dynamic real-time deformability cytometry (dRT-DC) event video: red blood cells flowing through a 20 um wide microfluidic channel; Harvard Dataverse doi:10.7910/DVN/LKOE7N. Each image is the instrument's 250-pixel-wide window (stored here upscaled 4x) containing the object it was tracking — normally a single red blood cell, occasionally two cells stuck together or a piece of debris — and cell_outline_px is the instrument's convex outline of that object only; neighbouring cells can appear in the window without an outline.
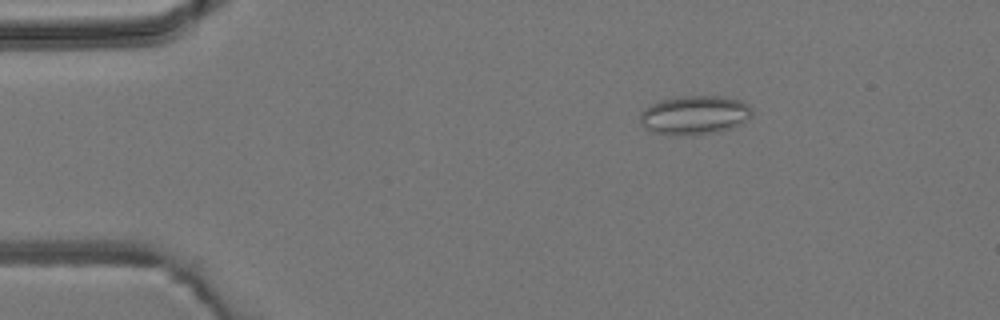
{"species": "common noctule bat (a hibernating species)", "species_latin": "Nyctalus noctula", "temperature_condition": "room temperature", "stored_images_in_passage": 6, "camera_frame_rate_fps": 3000, "um_per_image_px": 0.085, "animal": {"sex": "male", "body_mass_g": 19.2, "forearm_length_mm": 51.8}, "frame": {"image": 1, "passage_image": 3, "time_ms": 2.333, "image_size_px": [1000, 320], "cell_outline_px": [[752, 116], [748, 120], [732, 128], [716, 132], [692, 136], [676, 136], [652, 132], [644, 128], [640, 120], [640, 112], [644, 108], [660, 100], [680, 96], [724, 96], [740, 100], [748, 104], [752, 108]], "centroid_in_image_um": [59.04, 9.79], "position_along_channel_um": 26.0, "area_um2": 25.89}}